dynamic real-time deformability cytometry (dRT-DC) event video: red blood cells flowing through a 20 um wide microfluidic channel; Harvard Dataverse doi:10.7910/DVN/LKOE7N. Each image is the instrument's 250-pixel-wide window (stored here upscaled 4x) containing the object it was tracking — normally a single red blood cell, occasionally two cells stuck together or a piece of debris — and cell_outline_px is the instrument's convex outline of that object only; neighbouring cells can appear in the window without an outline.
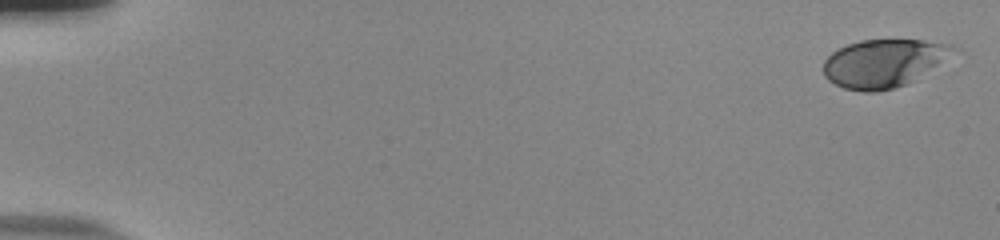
{"species": "human", "species_latin": "Homo sapiens", "temperature_condition": "room temperature", "stored_images_in_passage": 54, "camera_frame_rate_fps": 3000, "um_per_image_px": 0.085, "donor": {"sex": "male"}, "frame": {"image": 1, "passage_image": 1, "time_ms": 0.0, "image_size_px": [1000, 240], "cell_outline_px": [[960, 48], [936, 64], [904, 84], [892, 88], [876, 92], [864, 92], [844, 88], [828, 80], [824, 76], [824, 60], [832, 52], [848, 44], [860, 40], [924, 40], [952, 44]], "centroid_in_image_um": [75.05, 5.35], "position_along_channel_um": 9.9, "area_um2": 35.55}}
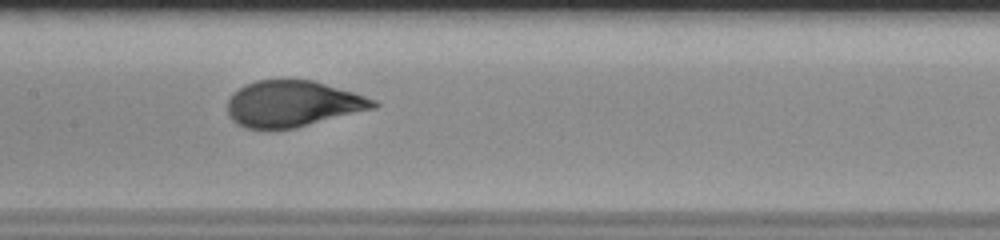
{"frame": {"image": 2, "passage_image": 28, "time_ms": 9.0, "image_size_px": [1000, 240], "cell_outline_px": [[380, 104], [376, 108], [296, 128], [244, 128], [236, 124], [228, 116], [228, 100], [244, 84], [256, 80], [312, 80], [352, 92], [376, 100]], "centroid_in_image_um": [24.89, 8.83], "position_along_channel_um": 182.5, "area_um2": 39.02}}
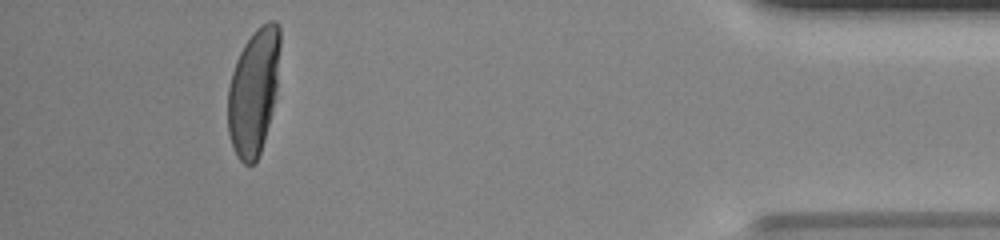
{"frame": {"image": 3, "passage_image": 50, "time_ms": 16.333, "image_size_px": [1000, 240], "cell_outline_px": [[280, 48], [276, 92], [272, 112], [264, 140], [260, 152], [256, 160], [252, 164], [244, 164], [236, 156], [228, 132], [228, 88], [232, 72], [236, 60], [244, 44], [256, 28], [260, 24], [268, 20], [276, 20], [280, 28]], "centroid_in_image_um": [21.56, 7.74], "position_along_channel_um": 413.6, "area_um2": 38.49}, "authors_computed_cell_mechanics": {"area_um2": 38.4948, "velocity_mm_per_s": 3.8515, "shape_relaxation_time_tau1_ms": 4.3693, "shape_relaxation_time_tau2_ms": null, "deformation_change_tau1": 0.2307, "deformation_change_tau2": null}}